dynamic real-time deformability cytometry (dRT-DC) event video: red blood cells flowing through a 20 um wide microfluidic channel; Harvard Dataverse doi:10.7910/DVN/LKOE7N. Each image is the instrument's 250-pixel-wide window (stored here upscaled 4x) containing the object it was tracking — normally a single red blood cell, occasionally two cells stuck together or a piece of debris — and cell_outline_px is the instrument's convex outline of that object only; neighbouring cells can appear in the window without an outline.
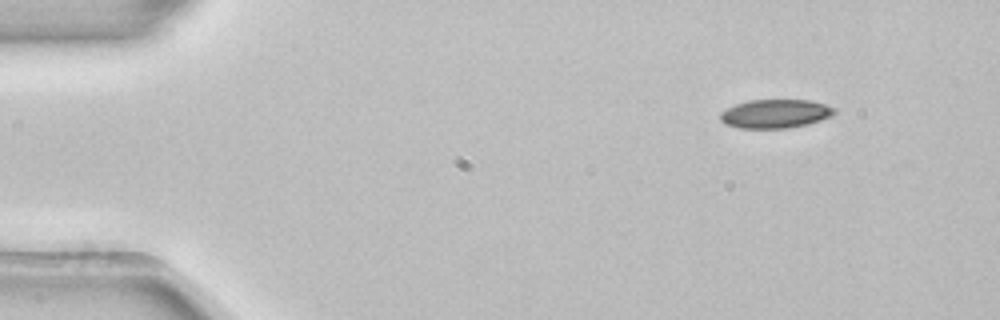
{"species": "common noctule bat (a hibernating species)", "species_latin": "Nyctalus noctula", "temperature_condition": "room temperature", "stored_images_in_passage": 2, "camera_frame_rate_fps": 3000, "um_per_image_px": 0.085, "animal": {"sex": "female", "body_mass_g": 22.7, "forearm_length_mm": 54.2}, "frame": {"image": 1, "passage_image": 1, "time_ms": 0.0, "image_size_px": [1000, 320], "cell_outline_px": [[836, 112], [832, 116], [808, 124], [788, 128], [740, 128], [724, 124], [720, 120], [720, 112], [736, 104], [748, 100], [812, 100], [836, 108]], "centroid_in_image_um": [65.91, 9.66], "position_along_channel_um": 19.1, "area_um2": 19.19}}